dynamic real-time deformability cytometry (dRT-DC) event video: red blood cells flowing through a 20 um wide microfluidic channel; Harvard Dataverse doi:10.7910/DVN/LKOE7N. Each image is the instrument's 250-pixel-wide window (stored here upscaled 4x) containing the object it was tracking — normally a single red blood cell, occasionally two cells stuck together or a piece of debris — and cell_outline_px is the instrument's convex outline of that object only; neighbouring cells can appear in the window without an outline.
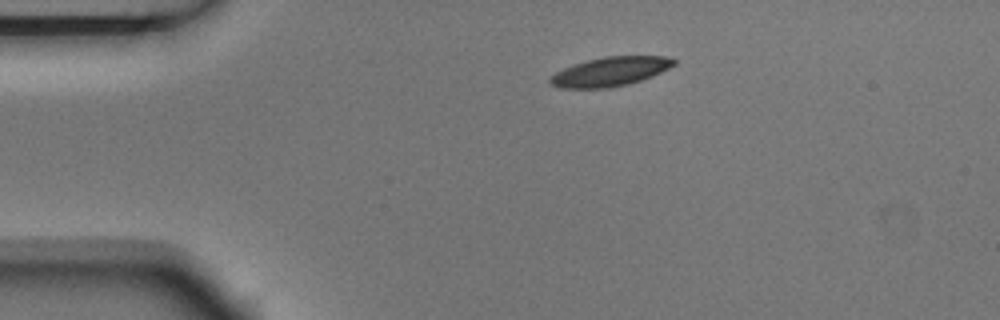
{"species": "Egyptian fruit bat (a non-hibernating species)", "species_latin": "Rousettus aegyptiacus", "temperature_condition": "room temperature", "stored_images_in_passage": 2, "camera_frame_rate_fps": 3000, "um_per_image_px": 0.085, "animal": {"sex": "male"}, "frame": {"image": 1, "passage_image": 1, "time_ms": 0.0, "image_size_px": [1000, 320], "cell_outline_px": [[676, 64], [652, 76], [628, 84], [608, 88], [560, 88], [552, 84], [548, 80], [556, 72], [572, 64], [604, 56], [664, 56], [676, 60]], "centroid_in_image_um": [51.86, 6.08], "position_along_channel_um": 33.1, "area_um2": 20.87}}